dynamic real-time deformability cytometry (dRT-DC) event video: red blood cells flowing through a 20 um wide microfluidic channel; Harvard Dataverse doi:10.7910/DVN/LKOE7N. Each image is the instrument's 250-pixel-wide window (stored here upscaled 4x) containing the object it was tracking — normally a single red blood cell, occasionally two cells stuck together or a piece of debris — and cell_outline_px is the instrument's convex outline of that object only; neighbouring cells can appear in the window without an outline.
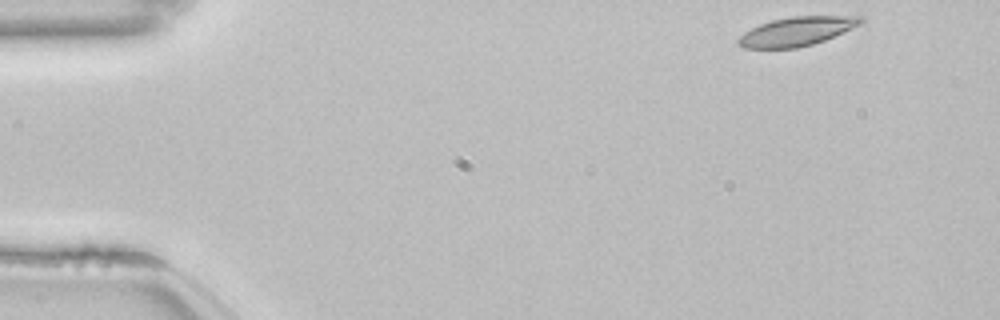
{"species": "common noctule bat (a hibernating species)", "species_latin": "Nyctalus noctula", "temperature_condition": "room temperature", "stored_images_in_passage": 50, "camera_frame_rate_fps": 3000, "um_per_image_px": 0.085, "animal": {"sex": "female", "body_mass_g": 22.7, "forearm_length_mm": 54.2}, "frame": {"image": 1, "passage_image": 1, "time_ms": 0.0, "image_size_px": [1000, 320], "cell_outline_px": [[864, 20], [860, 24], [852, 28], [824, 40], [812, 44], [796, 48], [744, 48], [736, 44], [736, 40], [744, 32], [760, 24], [772, 20], [792, 16], [864, 16]], "centroid_in_image_um": [67.69, 2.66], "position_along_channel_um": 17.3, "area_um2": 20.52}}
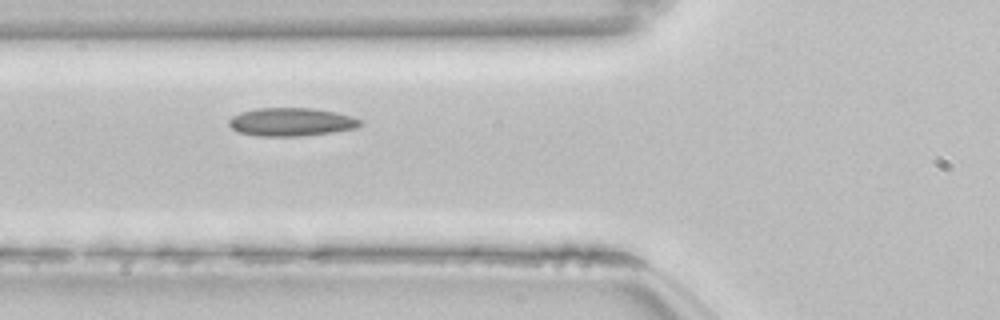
{"frame": {"image": 2, "passage_image": 16, "time_ms": 5.0, "image_size_px": [1000, 320], "cell_outline_px": [[364, 124], [356, 128], [332, 132], [304, 136], [256, 136], [236, 132], [228, 124], [228, 120], [232, 116], [240, 112], [256, 108], [312, 108], [336, 112], [352, 116], [360, 120]], "centroid_in_image_um": [24.74, 10.37], "position_along_channel_um": 101.1, "area_um2": 21.85}}
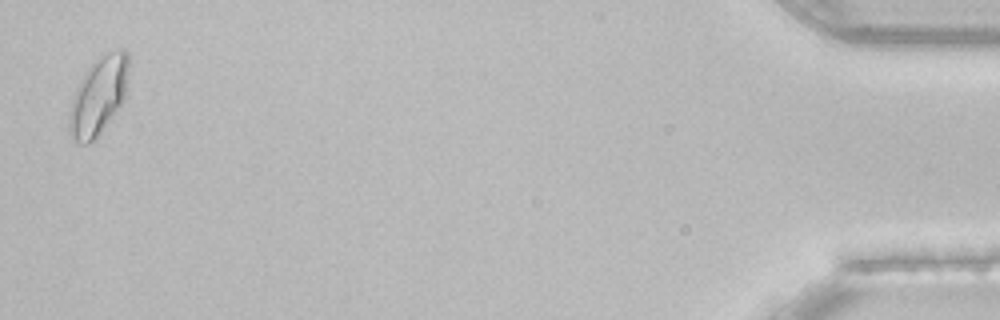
{"frame": {"image": 3, "passage_image": 49, "time_ms": 16.0, "image_size_px": [1000, 320], "cell_outline_px": [[128, 72], [124, 100], [100, 132], [88, 144], [76, 144], [72, 140], [68, 132], [68, 112], [76, 88], [84, 72], [100, 56], [108, 52], [120, 48], [124, 48], [128, 52]], "centroid_in_image_um": [8.34, 8.15], "position_along_channel_um": 426.9, "area_um2": 26.99}, "authors_computed_cell_mechanics": {"area_um2": 20.8369, "velocity_mm_per_s": 3.8029, "shape_relaxation_time_tau1_ms": 6.3667, "shape_relaxation_time_tau2_ms": 1.2693, "deformation_change_tau1": 0.1361, "deformation_change_tau2": 0.0594}}